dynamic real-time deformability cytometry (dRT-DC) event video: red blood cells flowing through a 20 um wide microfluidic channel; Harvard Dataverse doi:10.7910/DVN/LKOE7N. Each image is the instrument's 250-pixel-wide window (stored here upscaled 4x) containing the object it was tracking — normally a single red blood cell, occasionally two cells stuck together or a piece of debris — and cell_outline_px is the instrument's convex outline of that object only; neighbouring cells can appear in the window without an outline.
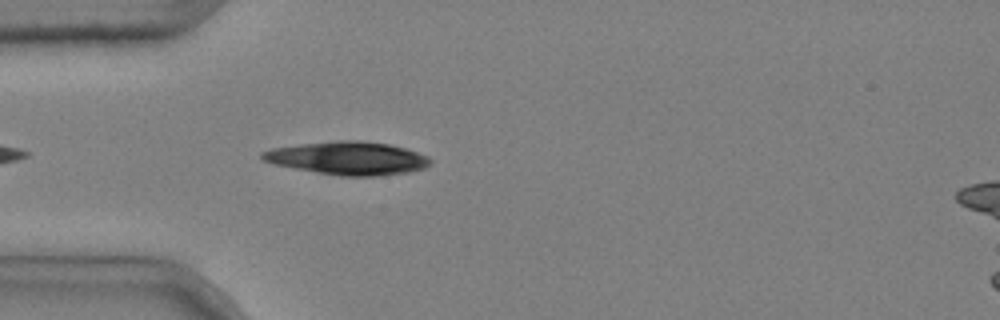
{"species": "common noctule bat (a hibernating species)", "species_latin": "Nyctalus noctula", "temperature_condition": "cold", "stored_images_in_passage": 4, "camera_frame_rate_fps": 3000, "um_per_image_px": 0.085, "animal": {"sex": "male", "body_mass_g": 20.4}, "frame": {"image": 1, "passage_image": 4, "time_ms": 1.0, "image_size_px": [1000, 320], "cell_outline_px": [[432, 164], [424, 168], [408, 172], [376, 176], [340, 176], [316, 172], [276, 164], [264, 160], [260, 156], [260, 152], [272, 148], [300, 144], [336, 140], [360, 140], [388, 144], [404, 148], [428, 156], [432, 160]], "centroid_in_image_um": [29.59, 13.44], "position_along_channel_um": 55.4, "area_um2": 32.31}}